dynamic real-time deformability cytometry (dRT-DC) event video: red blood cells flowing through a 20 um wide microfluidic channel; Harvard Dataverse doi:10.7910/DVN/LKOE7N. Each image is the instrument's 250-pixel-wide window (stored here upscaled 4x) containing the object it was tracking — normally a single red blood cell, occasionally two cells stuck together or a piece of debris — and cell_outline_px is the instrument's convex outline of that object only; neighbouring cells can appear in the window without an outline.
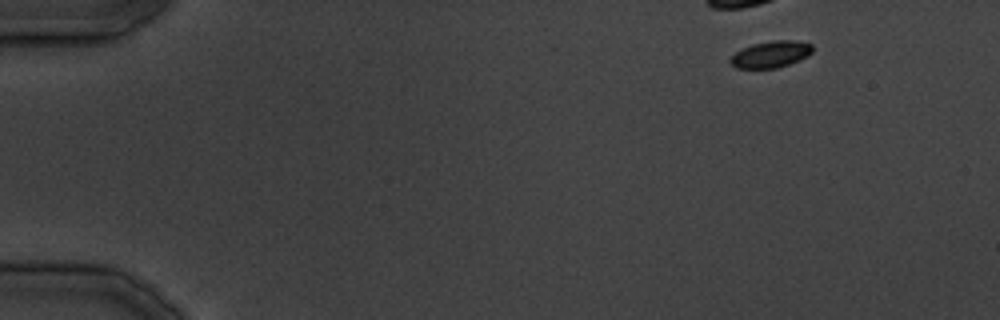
{"species": "common noctule bat (a hibernating species)", "species_latin": "Nyctalus noctula", "temperature_condition": "cold", "stored_images_in_passage": 34, "camera_frame_rate_fps": 3000, "um_per_image_px": 0.085, "animal": {"sex": "male", "body_mass_g": 19.5, "forearm_length_mm": 54.6}, "frame": {"image": 1, "passage_image": 1, "time_ms": 0.0, "image_size_px": [1000, 320], "cell_outline_px": [[812, 52], [788, 64], [776, 68], [736, 68], [728, 60], [736, 52], [752, 44], [772, 40], [792, 40], [812, 44]], "centroid_in_image_um": [65.48, 4.61], "position_along_channel_um": 19.5, "area_um2": 12.43}}